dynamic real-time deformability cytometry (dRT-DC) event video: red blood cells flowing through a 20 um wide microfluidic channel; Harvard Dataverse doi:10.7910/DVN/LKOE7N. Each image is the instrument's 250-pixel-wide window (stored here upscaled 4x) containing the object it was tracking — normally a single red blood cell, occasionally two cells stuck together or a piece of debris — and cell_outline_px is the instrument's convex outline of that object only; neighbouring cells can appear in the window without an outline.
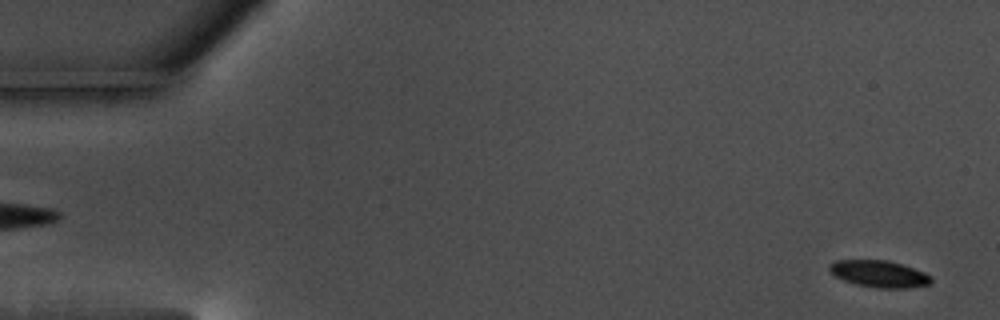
{"species": "common noctule bat (a hibernating species)", "species_latin": "Nyctalus noctula", "temperature_condition": "warm", "stored_images_in_passage": 58, "camera_frame_rate_fps": 3000, "um_per_image_px": 0.085, "animal": {"sex": "male", "body_mass_g": 17.5, "forearm_length_mm": 52.3}, "frame": {"image": 1, "passage_image": 2, "time_ms": 0.333, "image_size_px": [1000, 320], "cell_outline_px": [[932, 280], [928, 284], [908, 288], [880, 288], [856, 284], [844, 280], [836, 276], [828, 268], [828, 264], [836, 260], [888, 260], [924, 272], [932, 276]], "centroid_in_image_um": [74.72, 23.27], "position_along_channel_um": 10.3, "area_um2": 15.72}}
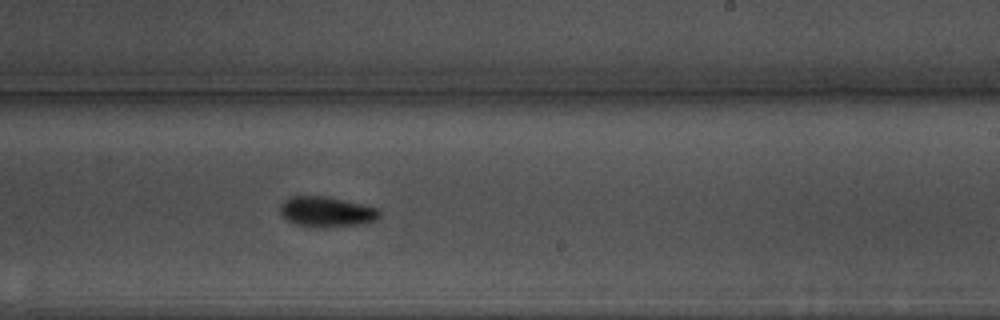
{"frame": {"image": 2, "passage_image": 35, "time_ms": 11.333, "image_size_px": [1000, 320], "cell_outline_px": [[380, 216], [376, 220], [364, 224], [324, 228], [320, 228], [296, 224], [288, 220], [280, 212], [280, 204], [288, 196], [328, 196], [376, 208], [380, 212]], "centroid_in_image_um": [27.74, 18.01], "position_along_channel_um": 261.3, "area_um2": 17.63}}
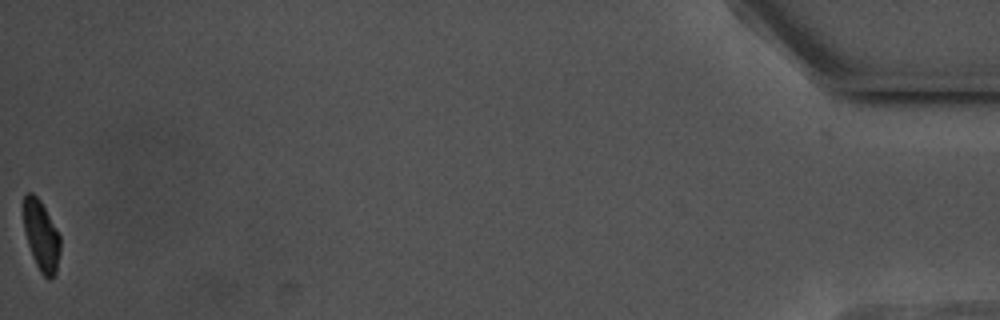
{"frame": {"image": 3, "passage_image": 58, "time_ms": 19.0, "image_size_px": [1000, 320], "cell_outline_px": [[60, 252], [56, 272], [48, 280], [40, 272], [32, 256], [24, 232], [24, 196], [28, 192], [32, 192], [40, 200], [60, 236]], "centroid_in_image_um": [3.5, 20.05], "position_along_channel_um": 431.7, "area_um2": 14.85}, "authors_computed_cell_mechanics": {"area_um2": 16.8487, "velocity_mm_per_s": 3.5464, "shape_relaxation_time_tau1_ms": 4.405, "shape_relaxation_time_tau2_ms": null, "deformation_change_tau1": 0.1345, "deformation_change_tau2": null}}